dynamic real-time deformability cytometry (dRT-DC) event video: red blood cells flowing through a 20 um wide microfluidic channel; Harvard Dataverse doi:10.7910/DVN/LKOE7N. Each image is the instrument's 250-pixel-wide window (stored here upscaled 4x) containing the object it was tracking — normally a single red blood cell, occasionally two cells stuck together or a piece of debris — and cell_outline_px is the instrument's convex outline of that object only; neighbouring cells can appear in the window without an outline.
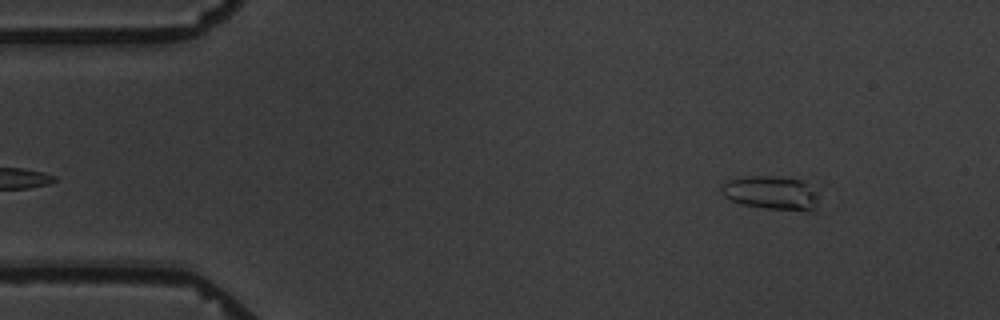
{"species": "common noctule bat (a hibernating species)", "species_latin": "Nyctalus noctula", "temperature_condition": "warm", "stored_images_in_passage": 5, "camera_frame_rate_fps": 3000, "um_per_image_px": 0.085, "animal": {"sex": "male", "body_mass_g": 19.5, "forearm_length_mm": 54.6}, "frame": {"image": 1, "passage_image": 1, "time_ms": 0.0, "image_size_px": [1000, 320], "cell_outline_px": [[824, 184], [816, 204], [812, 212], [804, 212], [764, 208], [740, 204], [724, 196], [720, 192], [720, 184], [724, 180], [740, 176], [780, 176], [820, 180]], "centroid_in_image_um": [65.76, 16.34], "position_along_channel_um": 19.2, "area_um2": 21.21}}
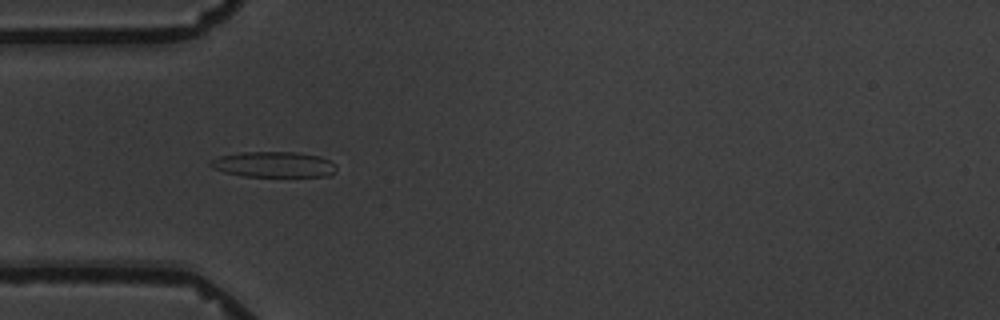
{"frame": {"image": 2, "passage_image": 4, "time_ms": 3.667, "image_size_px": [1000, 320], "cell_outline_px": [[336, 172], [332, 176], [244, 176], [224, 172], [212, 168], [208, 164], [212, 160], [220, 156], [240, 152], [296, 152], [320, 156], [336, 164]], "centroid_in_image_um": [23.29, 13.98], "position_along_channel_um": 61.7, "area_um2": 18.84}}